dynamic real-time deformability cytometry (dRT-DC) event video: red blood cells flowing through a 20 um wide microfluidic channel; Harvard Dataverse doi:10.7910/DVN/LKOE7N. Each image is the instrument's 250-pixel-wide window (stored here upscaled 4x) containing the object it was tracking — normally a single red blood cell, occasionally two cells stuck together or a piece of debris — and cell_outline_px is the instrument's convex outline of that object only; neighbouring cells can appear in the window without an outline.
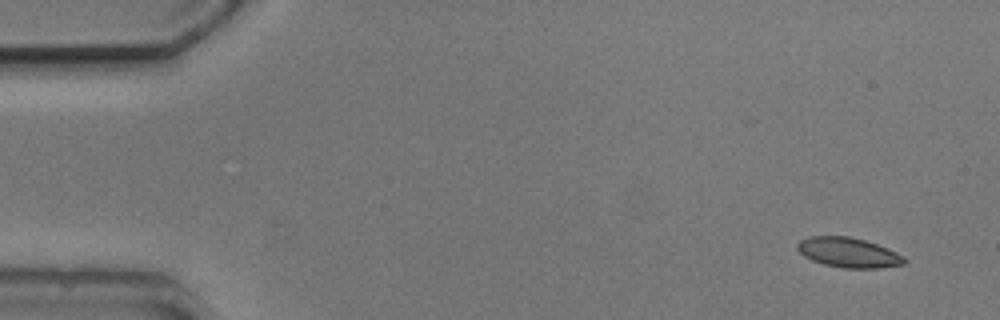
{"species": "common noctule bat (a hibernating species)", "species_latin": "Nyctalus noctula", "temperature_condition": "cold", "stored_images_in_passage": 6, "camera_frame_rate_fps": 3000, "um_per_image_px": 0.085, "animal": {"sex": "male", "body_mass_g": 20.5, "forearm_length_mm": 52.5}, "frame": {"image": 1, "passage_image": 1, "time_ms": 0.0, "image_size_px": [1000, 320], "cell_outline_px": [[904, 264], [876, 268], [844, 268], [824, 264], [812, 260], [804, 256], [796, 248], [796, 244], [800, 240], [808, 236], [848, 236], [864, 240], [876, 244], [904, 256]], "centroid_in_image_um": [72.06, 21.46], "position_along_channel_um": 12.9, "area_um2": 18.38}}
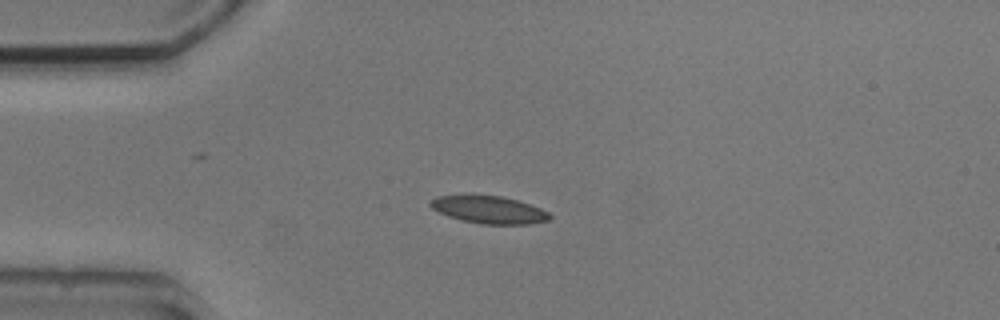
{"frame": {"image": 2, "passage_image": 4, "time_ms": 3.333, "image_size_px": [1000, 320], "cell_outline_px": [[552, 216], [548, 220], [528, 224], [480, 224], [460, 220], [448, 216], [432, 208], [428, 204], [436, 196], [472, 192], [500, 196], [516, 200], [540, 208], [548, 212]], "centroid_in_image_um": [41.48, 17.78], "position_along_channel_um": 43.5, "area_um2": 19.65}}